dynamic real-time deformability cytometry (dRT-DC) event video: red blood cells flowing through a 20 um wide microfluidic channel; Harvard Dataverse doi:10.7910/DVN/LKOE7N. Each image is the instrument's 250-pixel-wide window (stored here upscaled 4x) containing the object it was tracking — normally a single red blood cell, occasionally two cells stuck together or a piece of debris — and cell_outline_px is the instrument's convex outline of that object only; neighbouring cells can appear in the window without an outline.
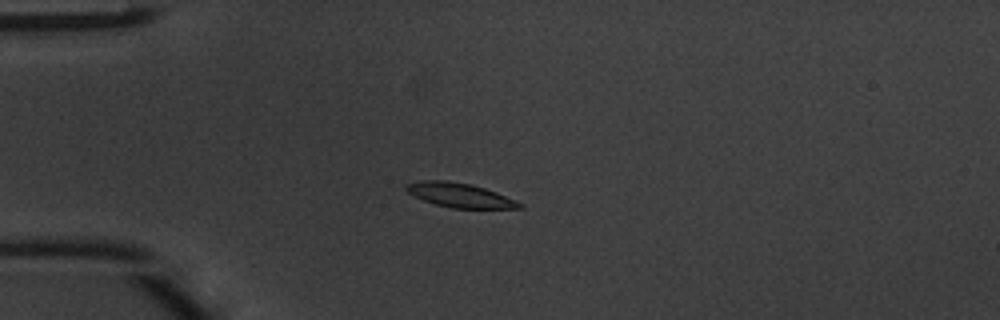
{"species": "common noctule bat (a hibernating species)", "species_latin": "Nyctalus noctula", "temperature_condition": "warm", "stored_images_in_passage": 39, "camera_frame_rate_fps": 3000, "um_per_image_px": 0.085, "animal": {"sex": "male", "body_mass_g": 20.1, "forearm_length_mm": 53.5}, "frame": {"image": 1, "passage_image": 3, "time_ms": 0.667, "image_size_px": [1000, 320], "cell_outline_px": [[524, 208], [452, 208], [436, 204], [424, 200], [408, 192], [404, 188], [404, 184], [420, 180], [444, 180], [468, 184], [484, 188], [496, 192], [516, 200], [524, 204]], "centroid_in_image_um": [39.08, 16.59], "position_along_channel_um": 45.9, "area_um2": 15.9}}
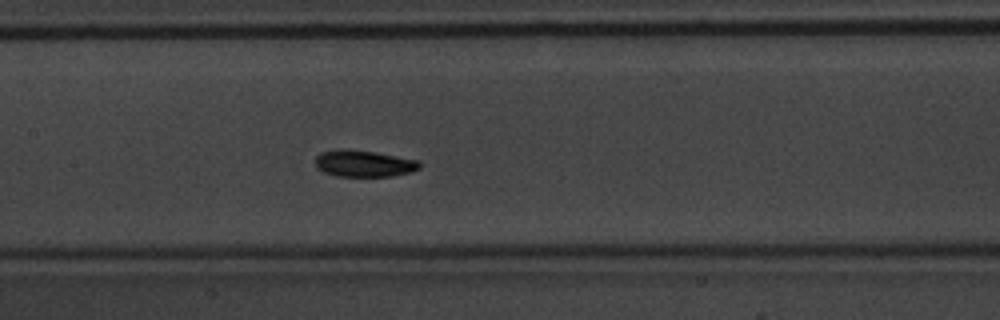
{"frame": {"image": 2, "passage_image": 14, "time_ms": 4.333, "image_size_px": [1000, 320], "cell_outline_px": [[420, 168], [412, 172], [392, 176], [336, 176], [324, 172], [316, 168], [316, 156], [320, 152], [340, 148], [348, 148], [376, 152], [420, 160]], "centroid_in_image_um": [30.93, 13.88], "position_along_channel_um": 176.5, "area_um2": 16.47}}
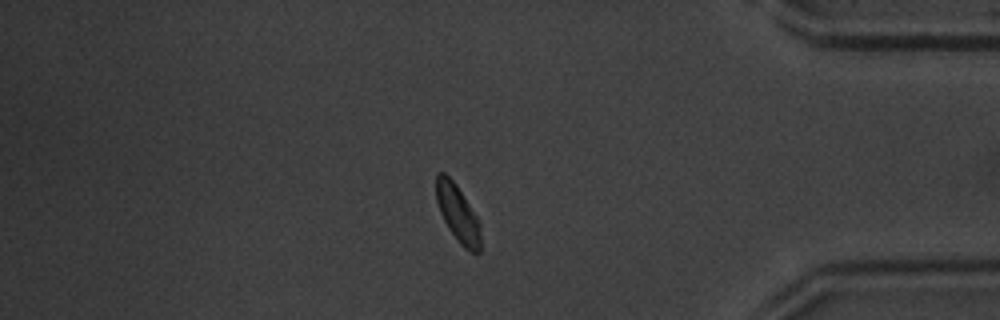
{"frame": {"image": 3, "passage_image": 32, "time_ms": 10.333, "image_size_px": [1000, 320], "cell_outline_px": [[480, 252], [472, 252], [464, 248], [460, 244], [448, 228], [440, 212], [436, 200], [436, 172], [444, 172], [456, 184], [480, 220]], "centroid_in_image_um": [38.91, 18.13], "position_along_channel_um": 396.3, "area_um2": 14.85}, "authors_computed_cell_mechanics": {"area_um2": 15.6638, "velocity_mm_per_s": 4.1221, "shape_relaxation_time_tau1_ms": 1.3845, "shape_relaxation_time_tau2_ms": 1.9947, "deformation_change_tau1": 0.1326, "deformation_change_tau2": 0.0716}}